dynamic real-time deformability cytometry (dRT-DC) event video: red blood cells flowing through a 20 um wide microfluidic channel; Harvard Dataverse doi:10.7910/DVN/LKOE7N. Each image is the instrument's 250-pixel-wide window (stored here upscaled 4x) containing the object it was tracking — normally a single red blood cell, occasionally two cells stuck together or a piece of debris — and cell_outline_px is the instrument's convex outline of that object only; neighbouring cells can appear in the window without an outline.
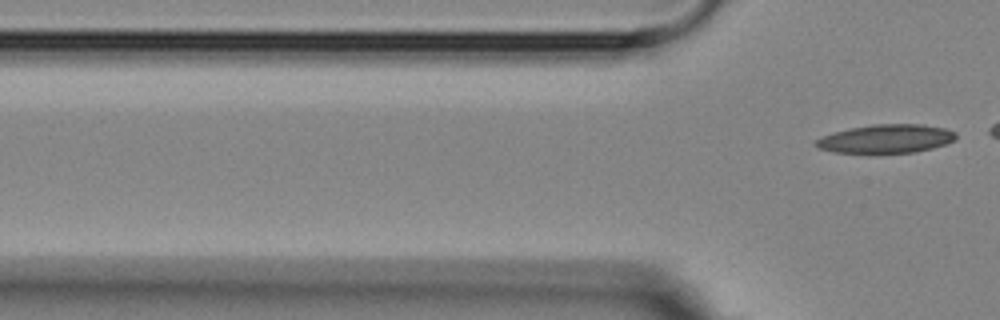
{"species": "Egyptian fruit bat (a non-hibernating species)", "species_latin": "Rousettus aegyptiacus", "temperature_condition": "room temperature", "stored_images_in_passage": 4, "segment_of_instrument_passage": [2, 2], "camera_frame_rate_fps": 3000, "um_per_image_px": 0.085, "animal": {"sex": "female"}, "frame": {"image": 1, "passage_image": 4, "time_ms": 3.667, "image_size_px": [1000, 320], "cell_outline_px": [[956, 140], [932, 148], [916, 152], [832, 152], [816, 148], [812, 144], [816, 140], [824, 136], [848, 128], [872, 124], [924, 124], [944, 128], [956, 132]], "centroid_in_image_um": [75.32, 11.78], "position_along_channel_um": 50.5, "area_um2": 23.24}}